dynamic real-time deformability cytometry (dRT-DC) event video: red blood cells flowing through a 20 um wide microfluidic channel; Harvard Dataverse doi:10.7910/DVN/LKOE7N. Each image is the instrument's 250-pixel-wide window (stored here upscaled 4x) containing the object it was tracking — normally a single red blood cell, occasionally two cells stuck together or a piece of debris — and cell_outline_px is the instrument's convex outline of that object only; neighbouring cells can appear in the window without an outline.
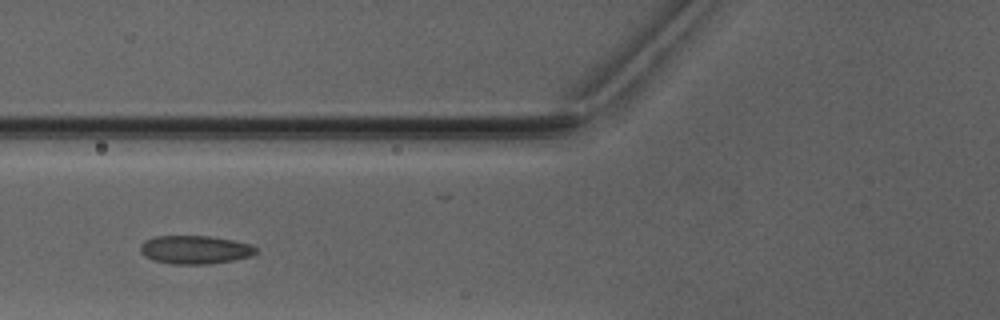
{"species": "Egyptian fruit bat (a non-hibernating species)", "species_latin": "Rousettus aegyptiacus", "temperature_condition": "warm", "stored_images_in_passage": 5, "camera_frame_rate_fps": 3000, "um_per_image_px": 0.085, "animal": {"sex": "male"}, "frame": {"image": 1, "passage_image": 3, "time_ms": 2.667, "image_size_px": [1000, 320], "cell_outline_px": [[256, 252], [252, 256], [232, 260], [208, 264], [172, 264], [152, 260], [144, 256], [140, 252], [140, 244], [144, 240], [156, 236], [208, 236], [232, 240], [252, 244], [256, 248]], "centroid_in_image_um": [16.54, 21.22], "position_along_channel_um": 109.3, "area_um2": 19.19}}
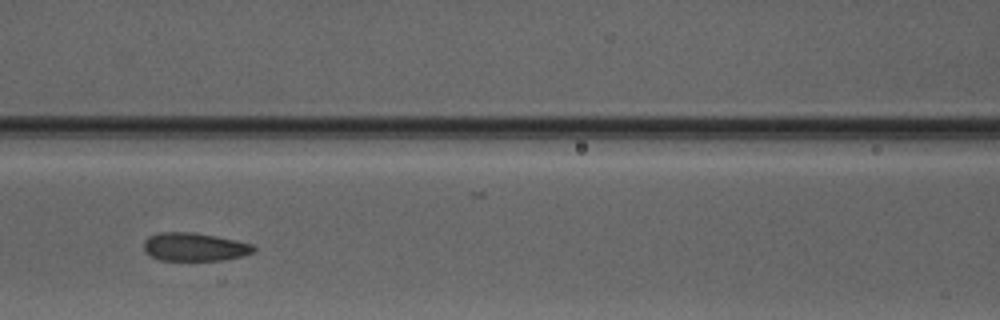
{"frame": {"image": 2, "passage_image": 4, "time_ms": 3.667, "image_size_px": [1000, 320], "cell_outline_px": [[256, 248], [252, 252], [244, 256], [224, 260], [160, 260], [144, 252], [144, 240], [148, 236], [160, 232], [192, 232], [216, 236], [236, 240], [252, 244]], "centroid_in_image_um": [16.52, 20.98], "position_along_channel_um": 150.1, "area_um2": 18.15}}